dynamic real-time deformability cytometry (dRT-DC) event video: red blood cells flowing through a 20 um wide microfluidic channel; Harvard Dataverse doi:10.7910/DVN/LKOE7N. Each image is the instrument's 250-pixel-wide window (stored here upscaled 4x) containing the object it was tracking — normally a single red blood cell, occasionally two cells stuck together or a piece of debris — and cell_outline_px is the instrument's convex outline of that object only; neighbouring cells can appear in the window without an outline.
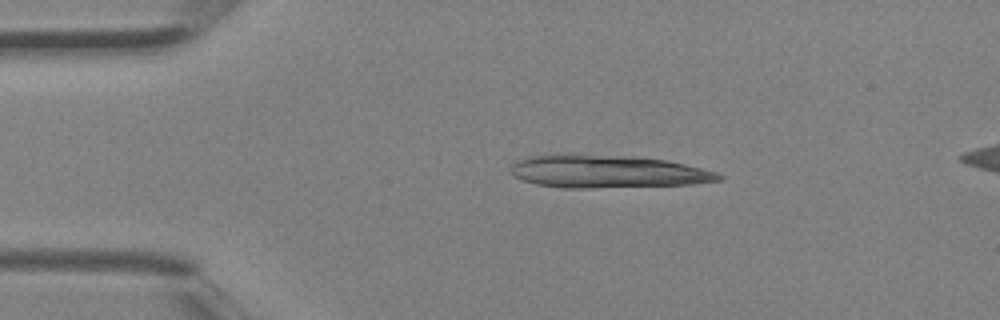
{"species": "Egyptian fruit bat (a non-hibernating species)", "species_latin": "Rousettus aegyptiacus", "temperature_condition": "room temperature", "stored_images_in_passage": 4, "segment_of_instrument_passage": [1, 2], "camera_frame_rate_fps": 3000, "um_per_image_px": 0.085, "animal": {"sex": "female"}, "frame": {"image": 1, "passage_image": 2, "time_ms": 0.333, "image_size_px": [1000, 320], "cell_outline_px": [[724, 180], [692, 184], [592, 188], [560, 188], [536, 184], [520, 180], [512, 176], [508, 172], [508, 168], [516, 160], [528, 156], [556, 152], [636, 156], [668, 160], [716, 172], [724, 176]], "centroid_in_image_um": [51.5, 14.55], "position_along_channel_um": 33.5, "area_um2": 41.04}}